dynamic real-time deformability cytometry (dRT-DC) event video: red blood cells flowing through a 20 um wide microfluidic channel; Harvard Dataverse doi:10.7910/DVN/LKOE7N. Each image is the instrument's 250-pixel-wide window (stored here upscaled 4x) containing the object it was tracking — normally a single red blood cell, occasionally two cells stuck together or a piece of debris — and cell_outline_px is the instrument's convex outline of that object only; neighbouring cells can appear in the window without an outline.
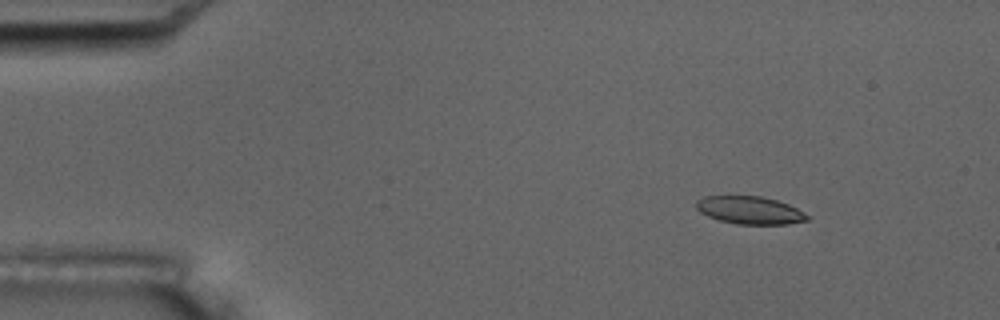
{"species": "common noctule bat (a hibernating species)", "species_latin": "Nyctalus noctula", "temperature_condition": "room temperature", "stored_images_in_passage": 7, "camera_frame_rate_fps": 3000, "um_per_image_px": 0.085, "animal": {"sex": "male", "body_mass_g": 17.5, "forearm_length_mm": 52.3}, "frame": {"image": 1, "passage_image": 3, "time_ms": 2.333, "image_size_px": [1000, 320], "cell_outline_px": [[808, 220], [788, 224], [736, 224], [720, 220], [708, 216], [700, 212], [696, 208], [696, 200], [704, 196], [760, 196], [776, 200], [788, 204], [804, 212], [808, 216]], "centroid_in_image_um": [63.72, 17.87], "position_along_channel_um": 21.3, "area_um2": 17.86}}